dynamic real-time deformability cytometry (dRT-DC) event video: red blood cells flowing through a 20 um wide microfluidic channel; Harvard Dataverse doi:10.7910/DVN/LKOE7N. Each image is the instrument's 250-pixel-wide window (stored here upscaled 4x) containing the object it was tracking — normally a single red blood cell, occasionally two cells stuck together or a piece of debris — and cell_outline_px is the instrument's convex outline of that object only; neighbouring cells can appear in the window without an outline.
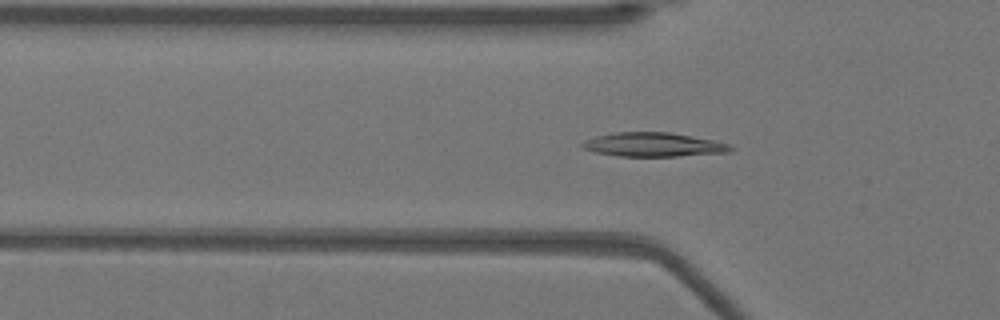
{"species": "Egyptian fruit bat (a non-hibernating species)", "species_latin": "Rousettus aegyptiacus", "temperature_condition": "warm", "stored_images_in_passage": 50, "camera_frame_rate_fps": 3000, "um_per_image_px": 0.085, "animal": {"sex": "female"}, "frame": {"image": 1, "passage_image": 15, "time_ms": 4.667, "image_size_px": [1000, 320], "cell_outline_px": [[736, 148], [732, 152], [676, 156], [620, 156], [596, 152], [584, 148], [580, 144], [584, 140], [596, 136], [616, 132], [668, 132], [712, 140], [728, 144]], "centroid_in_image_um": [55.56, 12.29], "position_along_channel_um": 70.2, "area_um2": 20.58}}
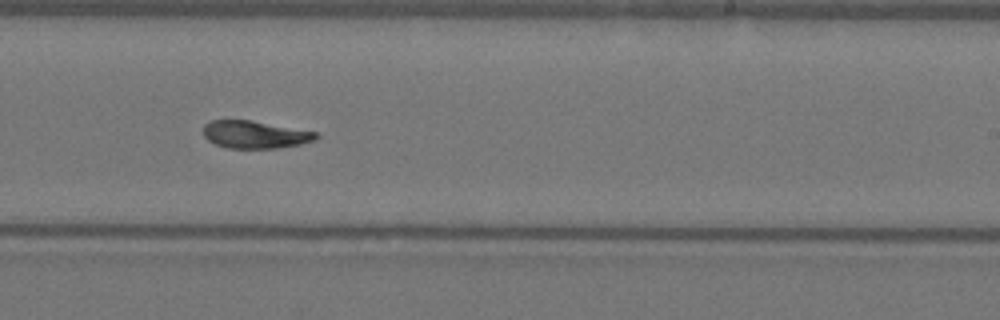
{"frame": {"image": 2, "passage_image": 30, "time_ms": 9.667, "image_size_px": [1000, 320], "cell_outline_px": [[320, 136], [316, 140], [300, 144], [276, 148], [228, 148], [216, 144], [208, 140], [204, 136], [204, 124], [212, 120], [252, 120], [316, 132]], "centroid_in_image_um": [21.68, 11.43], "position_along_channel_um": 267.3, "area_um2": 18.03}}
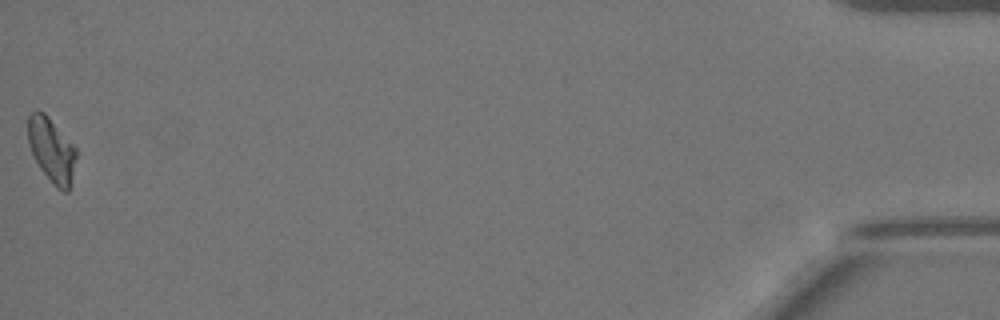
{"frame": {"image": 3, "passage_image": 50, "time_ms": 16.333, "image_size_px": [1000, 320], "cell_outline_px": [[76, 156], [68, 192], [64, 192], [56, 188], [52, 184], [40, 168], [28, 144], [28, 116], [36, 108], [44, 112], [48, 116], [76, 148]], "centroid_in_image_um": [4.36, 12.73], "position_along_channel_um": 430.8, "area_um2": 17.92}, "authors_computed_cell_mechanics": {"area_um2": 18.9295, "velocity_mm_per_s": 3.9366, "shape_relaxation_time_tau1_ms": 8.9434, "shape_relaxation_time_tau2_ms": 3.8629, "deformation_change_tau1": 0.2427, "deformation_change_tau2": 0.0856}}